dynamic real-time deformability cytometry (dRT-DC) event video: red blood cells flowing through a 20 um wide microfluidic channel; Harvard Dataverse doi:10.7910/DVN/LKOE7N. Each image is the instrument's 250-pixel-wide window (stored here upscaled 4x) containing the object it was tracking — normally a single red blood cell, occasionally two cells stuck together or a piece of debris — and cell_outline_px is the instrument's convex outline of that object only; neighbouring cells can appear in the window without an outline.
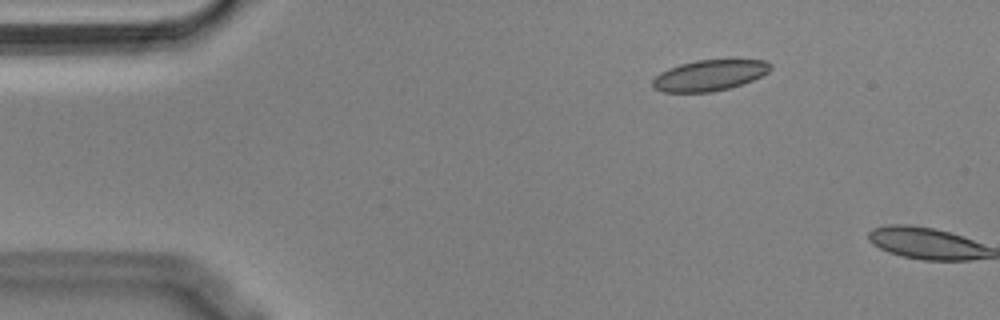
{"species": "Egyptian fruit bat (a non-hibernating species)", "species_latin": "Rousettus aegyptiacus", "temperature_condition": "cold", "stored_images_in_passage": 2, "camera_frame_rate_fps": 3000, "um_per_image_px": 0.085, "animal": {"sex": "male"}, "frame": {"image": 1, "passage_image": 1, "time_ms": 0.0, "image_size_px": [1000, 320], "cell_outline_px": [[772, 68], [768, 72], [752, 80], [728, 88], [712, 92], [664, 92], [652, 88], [652, 80], [660, 72], [668, 68], [680, 64], [696, 60], [768, 60], [772, 64]], "centroid_in_image_um": [60.29, 6.4], "position_along_channel_um": 24.7, "area_um2": 21.15}}